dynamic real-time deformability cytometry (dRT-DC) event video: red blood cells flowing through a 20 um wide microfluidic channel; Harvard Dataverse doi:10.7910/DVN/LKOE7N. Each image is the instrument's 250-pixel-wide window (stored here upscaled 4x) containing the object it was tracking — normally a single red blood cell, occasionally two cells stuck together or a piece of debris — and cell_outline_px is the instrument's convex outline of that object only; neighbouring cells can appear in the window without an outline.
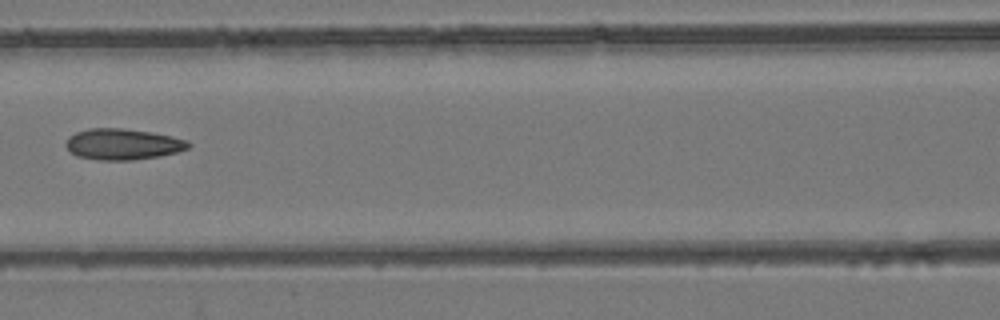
{"species": "common noctule bat (a hibernating species)", "species_latin": "Nyctalus noctula", "temperature_condition": "room temperature", "stored_images_in_passage": 7, "camera_frame_rate_fps": 3000, "um_per_image_px": 0.085, "animal": {"sex": "female", "body_mass_g": 24.6, "forearm_length_mm": 56.2}, "frame": {"image": 1, "passage_image": 6, "time_ms": 6.0, "image_size_px": [1000, 320], "cell_outline_px": [[192, 144], [188, 148], [176, 152], [160, 156], [132, 160], [96, 160], [76, 156], [64, 144], [68, 136], [76, 132], [88, 128], [124, 128], [152, 132], [172, 136], [188, 140]], "centroid_in_image_um": [10.43, 12.25], "position_along_channel_um": 156.2, "area_um2": 22.37}}
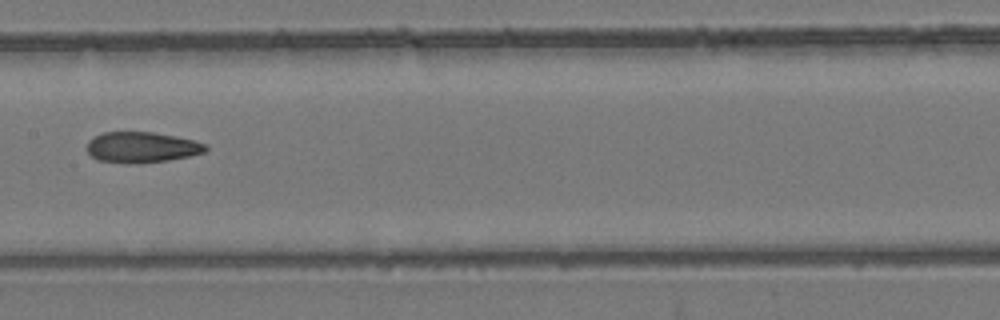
{"frame": {"image": 2, "passage_image": 7, "time_ms": 7.0, "image_size_px": [1000, 320], "cell_outline_px": [[208, 148], [204, 152], [188, 156], [168, 160], [136, 164], [128, 164], [96, 160], [84, 148], [88, 140], [104, 132], [152, 132], [192, 140], [208, 144]], "centroid_in_image_um": [11.99, 12.53], "position_along_channel_um": 195.4, "area_um2": 21.33}}